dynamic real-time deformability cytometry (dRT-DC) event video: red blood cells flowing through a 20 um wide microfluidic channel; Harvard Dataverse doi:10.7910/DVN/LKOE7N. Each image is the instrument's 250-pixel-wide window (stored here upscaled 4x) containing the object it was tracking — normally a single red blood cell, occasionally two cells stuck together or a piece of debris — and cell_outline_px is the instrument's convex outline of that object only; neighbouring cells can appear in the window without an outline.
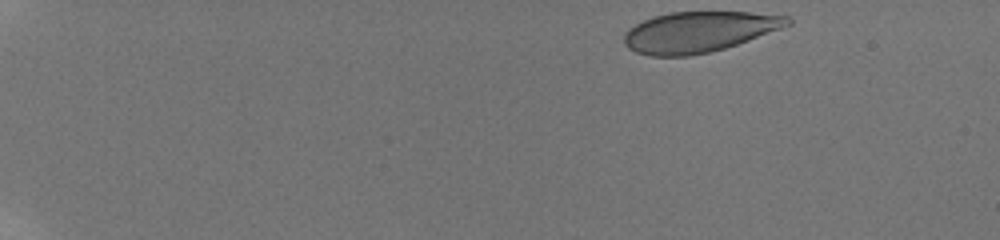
{"species": "human", "species_latin": "Homo sapiens", "temperature_condition": "room temperature", "stored_images_in_passage": 12, "camera_frame_rate_fps": 3000, "um_per_image_px": 0.085, "donor": {"sex": "male"}, "frame": {"image": 1, "passage_image": 1, "time_ms": 0.0, "image_size_px": [1000, 240], "cell_outline_px": [[792, 24], [748, 40], [724, 48], [708, 52], [688, 56], [648, 56], [636, 52], [628, 48], [624, 44], [624, 32], [628, 28], [644, 20], [668, 12], [748, 12], [788, 16], [792, 20]], "centroid_in_image_um": [59.38, 2.71], "position_along_channel_um": 25.6, "area_um2": 38.55}}